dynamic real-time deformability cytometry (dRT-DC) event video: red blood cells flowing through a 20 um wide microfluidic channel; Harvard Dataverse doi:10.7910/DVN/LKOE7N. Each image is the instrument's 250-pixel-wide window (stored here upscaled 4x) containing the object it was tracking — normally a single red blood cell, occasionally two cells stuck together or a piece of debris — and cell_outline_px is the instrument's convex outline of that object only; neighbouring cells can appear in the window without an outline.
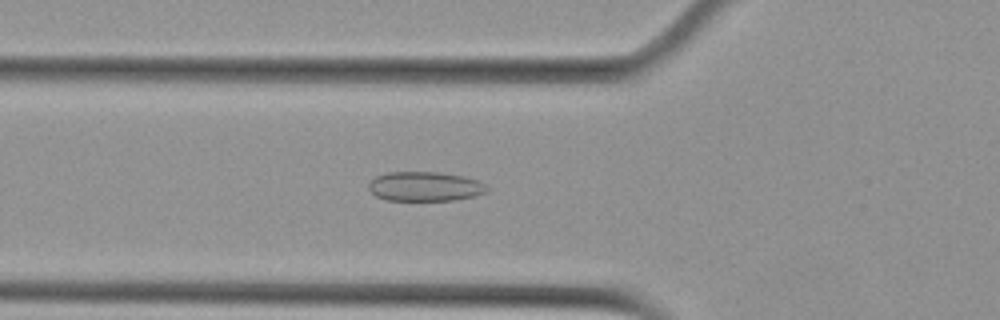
{"species": "Egyptian fruit bat (a non-hibernating species)", "species_latin": "Rousettus aegyptiacus", "temperature_condition": "cold", "stored_images_in_passage": 46, "camera_frame_rate_fps": 3000, "um_per_image_px": 0.085, "animal": {"sex": "female"}, "frame": {"image": 1, "passage_image": 12, "time_ms": 3.667, "image_size_px": [1000, 320], "cell_outline_px": [[488, 188], [484, 192], [476, 196], [456, 200], [384, 200], [376, 196], [368, 188], [368, 184], [376, 176], [388, 172], [440, 172], [464, 176], [480, 180]], "centroid_in_image_um": [36.13, 15.84], "position_along_channel_um": 89.7, "area_um2": 20.4}}
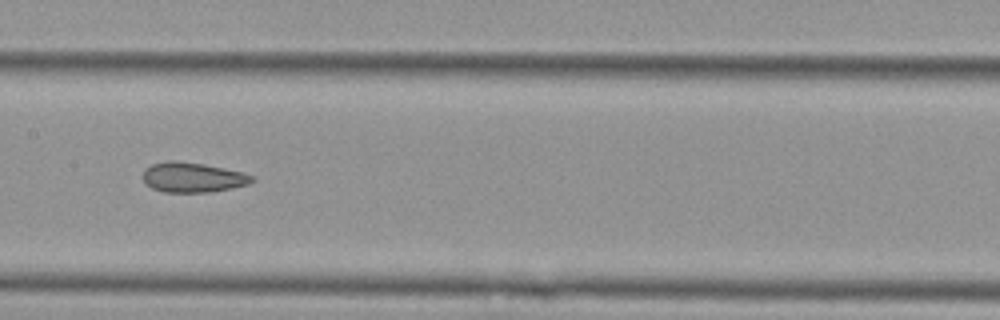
{"frame": {"image": 2, "passage_image": 20, "time_ms": 6.333, "image_size_px": [1000, 320], "cell_outline_px": [[256, 180], [248, 184], [232, 188], [208, 192], [164, 192], [152, 188], [144, 184], [144, 168], [152, 164], [168, 160], [176, 160], [204, 164], [244, 172], [252, 176]], "centroid_in_image_um": [16.37, 15.07], "position_along_channel_um": 191.0, "area_um2": 19.13}}
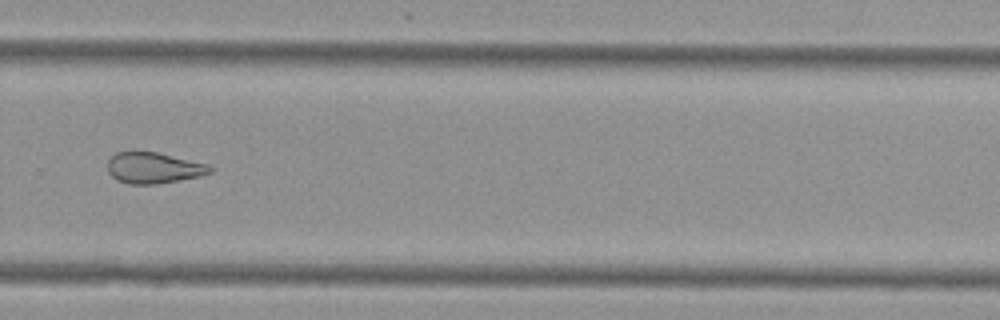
{"frame": {"image": 3, "passage_image": 30, "time_ms": 9.667, "image_size_px": [1000, 320], "cell_outline_px": [[212, 172], [200, 176], [156, 184], [132, 184], [116, 180], [108, 172], [108, 160], [116, 152], [132, 148], [156, 152], [208, 164], [212, 168]], "centroid_in_image_um": [13.0, 14.23], "position_along_channel_um": 316.8, "area_um2": 18.9}, "authors_computed_cell_mechanics": {"area_um2": 20.6057, "velocity_mm_per_s": 3.7886, "shape_relaxation_time_tau1_ms": null, "shape_relaxation_time_tau2_ms": 3.0254, "deformation_change_tau1": null, "deformation_change_tau2": 0.1079}}